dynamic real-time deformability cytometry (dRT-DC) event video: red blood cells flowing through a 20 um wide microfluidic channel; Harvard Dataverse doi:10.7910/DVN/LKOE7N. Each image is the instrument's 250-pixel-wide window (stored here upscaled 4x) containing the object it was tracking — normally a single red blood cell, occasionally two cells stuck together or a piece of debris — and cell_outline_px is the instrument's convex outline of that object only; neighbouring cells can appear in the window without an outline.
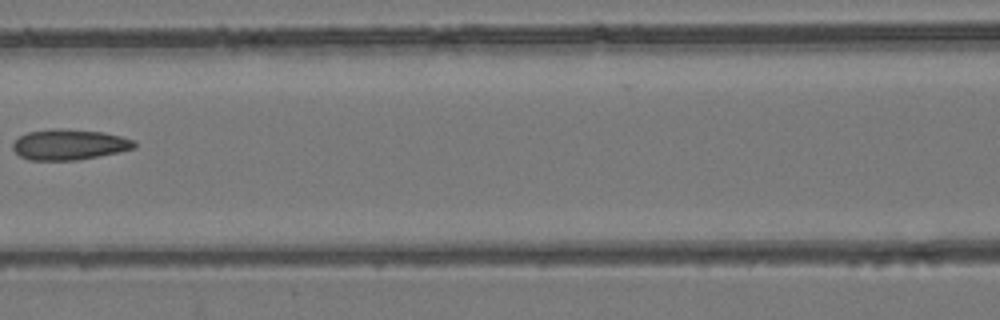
{"species": "common noctule bat (a hibernating species)", "species_latin": "Nyctalus noctula", "temperature_condition": "room temperature", "stored_images_in_passage": 6, "camera_frame_rate_fps": 3000, "um_per_image_px": 0.085, "animal": {"sex": "female", "body_mass_g": 24.6, "forearm_length_mm": 56.2}, "frame": {"image": 1, "passage_image": 5, "time_ms": 4.667, "image_size_px": [1000, 320], "cell_outline_px": [[136, 148], [76, 160], [28, 160], [20, 156], [12, 148], [12, 144], [20, 136], [28, 132], [52, 128], [60, 128], [104, 132], [136, 140]], "centroid_in_image_um": [5.88, 12.28], "position_along_channel_um": 160.7, "area_um2": 21.62}}
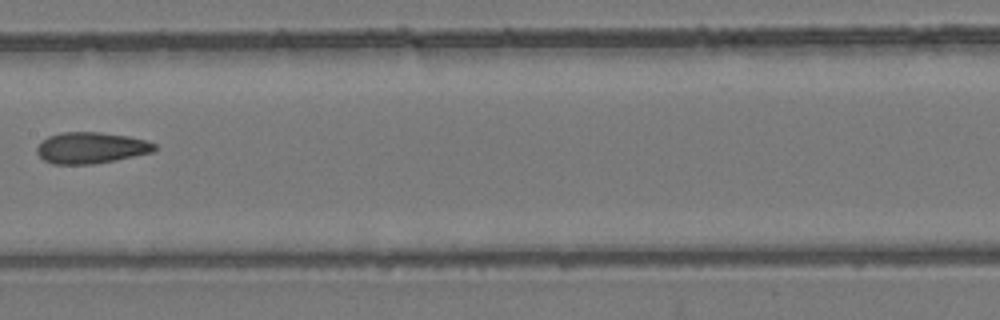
{"frame": {"image": 2, "passage_image": 6, "time_ms": 5.667, "image_size_px": [1000, 320], "cell_outline_px": [[156, 148], [152, 152], [116, 160], [92, 164], [52, 164], [44, 160], [36, 152], [36, 148], [48, 136], [60, 132], [100, 132], [128, 136], [144, 140], [156, 144]], "centroid_in_image_um": [7.72, 12.56], "position_along_channel_um": 199.7, "area_um2": 21.33}}